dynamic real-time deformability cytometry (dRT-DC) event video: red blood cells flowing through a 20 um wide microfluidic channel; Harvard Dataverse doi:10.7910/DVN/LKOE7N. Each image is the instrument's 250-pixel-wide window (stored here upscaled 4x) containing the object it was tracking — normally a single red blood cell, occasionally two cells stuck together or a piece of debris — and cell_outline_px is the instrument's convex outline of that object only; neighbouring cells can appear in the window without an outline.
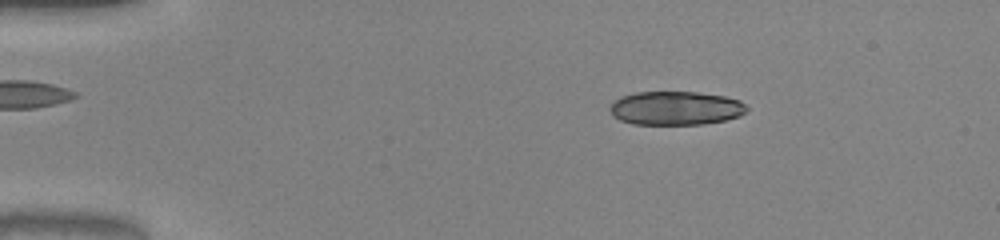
{"species": "common noctule bat (a hibernating species)", "species_latin": "Nyctalus noctula", "temperature_condition": "warm", "stored_images_in_passage": 50, "camera_frame_rate_fps": 3000, "um_per_image_px": 0.085, "animal": {"sex": "male", "body_mass_g": 20.0, "forearm_length_mm": 53.3}, "frame": {"image": 1, "passage_image": 8, "time_ms": 2.333, "image_size_px": [1000, 240], "cell_outline_px": [[748, 108], [740, 116], [724, 120], [704, 124], [632, 124], [620, 120], [612, 116], [608, 108], [620, 96], [636, 92], [696, 92], [724, 96], [740, 100]], "centroid_in_image_um": [57.41, 9.19], "position_along_channel_um": 27.6, "area_um2": 26.93}, "authors_computed_cell_mechanics": {"area_um2": 26.9637, "velocity_mm_per_s": 4.0715, "shape_relaxation_time_tau1_ms": 2.4035, "shape_relaxation_time_tau2_ms": 2.3501, "deformation_change_tau1": 0.3422, "deformation_change_tau2": 0.0702}}